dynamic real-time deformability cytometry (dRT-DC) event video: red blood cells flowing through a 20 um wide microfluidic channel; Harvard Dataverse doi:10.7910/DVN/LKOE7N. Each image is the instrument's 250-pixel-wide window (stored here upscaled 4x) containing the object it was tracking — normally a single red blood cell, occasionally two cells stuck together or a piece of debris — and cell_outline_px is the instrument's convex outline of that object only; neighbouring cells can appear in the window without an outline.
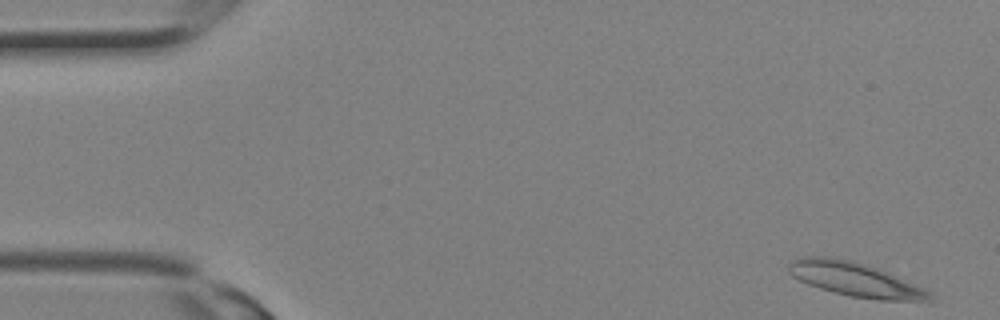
{"species": "Egyptian fruit bat (a non-hibernating species)", "species_latin": "Rousettus aegyptiacus", "temperature_condition": "room temperature", "stored_images_in_passage": 21, "camera_frame_rate_fps": 3000, "um_per_image_px": 0.085, "animal": {"sex": "female"}, "frame": {"image": 1, "passage_image": 1, "time_ms": 0.0, "image_size_px": [1000, 320], "cell_outline_px": [[932, 296], [928, 300], [880, 300], [848, 296], [820, 288], [808, 284], [792, 276], [788, 272], [788, 264], [792, 260], [800, 256], [832, 256], [856, 260], [876, 268], [920, 288], [928, 292]], "centroid_in_image_um": [72.53, 23.71], "position_along_channel_um": 12.5, "area_um2": 27.51}}
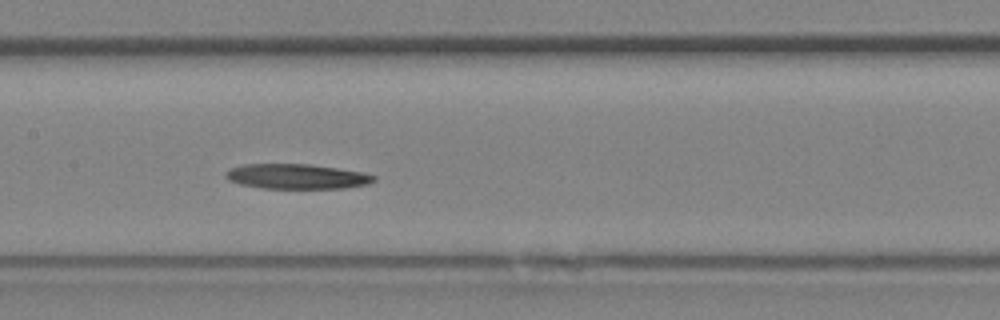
{"frame": {"image": 2, "passage_image": 14, "time_ms": 4.333, "image_size_px": [1000, 320], "cell_outline_px": [[376, 180], [368, 184], [344, 188], [260, 188], [240, 184], [228, 180], [224, 176], [232, 168], [244, 164], [308, 164], [364, 172], [376, 176]], "centroid_in_image_um": [25.25, 15.0], "position_along_channel_um": 182.2, "area_um2": 21.44}}
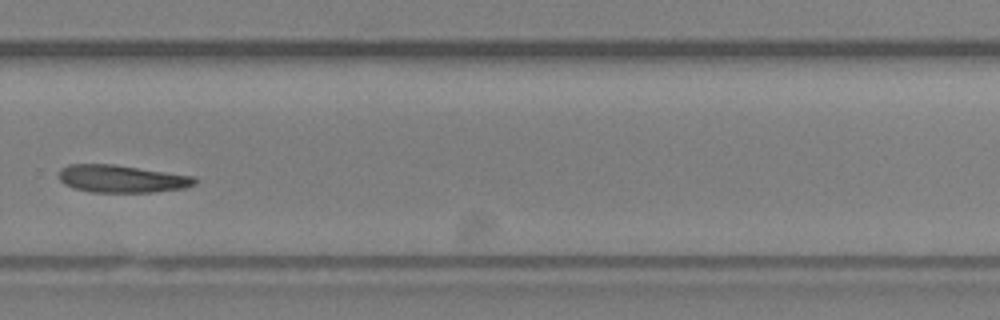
{"frame": {"image": 3, "passage_image": 20, "time_ms": 6.333, "image_size_px": [1000, 320], "cell_outline_px": [[196, 184], [184, 188], [152, 192], [92, 192], [72, 188], [64, 184], [60, 180], [60, 168], [68, 164], [116, 164], [196, 176]], "centroid_in_image_um": [10.36, 15.19], "position_along_channel_um": 319.4, "area_um2": 22.02}}